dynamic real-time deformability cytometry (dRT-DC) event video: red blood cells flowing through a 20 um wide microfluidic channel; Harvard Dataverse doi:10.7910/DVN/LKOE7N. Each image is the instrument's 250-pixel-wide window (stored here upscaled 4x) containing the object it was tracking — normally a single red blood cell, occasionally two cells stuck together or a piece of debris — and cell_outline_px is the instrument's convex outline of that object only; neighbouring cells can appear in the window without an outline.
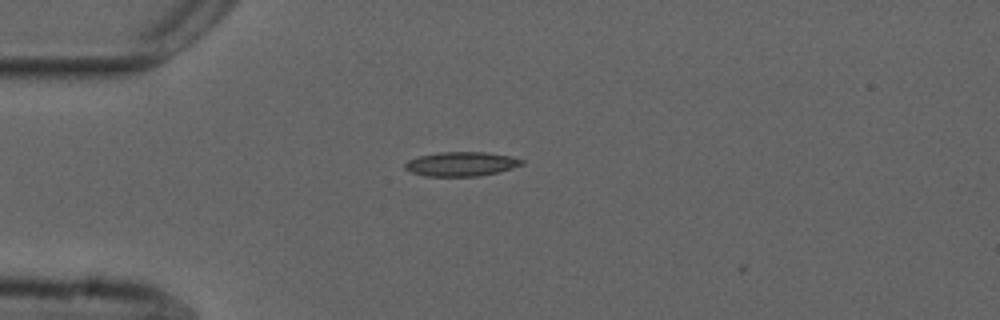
{"species": "common noctule bat (a hibernating species)", "species_latin": "Nyctalus noctula", "temperature_condition": "cold", "stored_images_in_passage": 5, "camera_frame_rate_fps": 3000, "um_per_image_px": 0.085, "animal": {"sex": "male", "forearm_length_mm": 52.5}, "frame": {"image": 1, "passage_image": 2, "time_ms": 0.333, "image_size_px": [1000, 320], "cell_outline_px": [[524, 164], [512, 168], [480, 176], [424, 176], [412, 172], [404, 168], [404, 164], [408, 160], [420, 156], [440, 152], [488, 152], [512, 156], [524, 160]], "centroid_in_image_um": [39.22, 13.93], "position_along_channel_um": 45.8, "area_um2": 16.53}}